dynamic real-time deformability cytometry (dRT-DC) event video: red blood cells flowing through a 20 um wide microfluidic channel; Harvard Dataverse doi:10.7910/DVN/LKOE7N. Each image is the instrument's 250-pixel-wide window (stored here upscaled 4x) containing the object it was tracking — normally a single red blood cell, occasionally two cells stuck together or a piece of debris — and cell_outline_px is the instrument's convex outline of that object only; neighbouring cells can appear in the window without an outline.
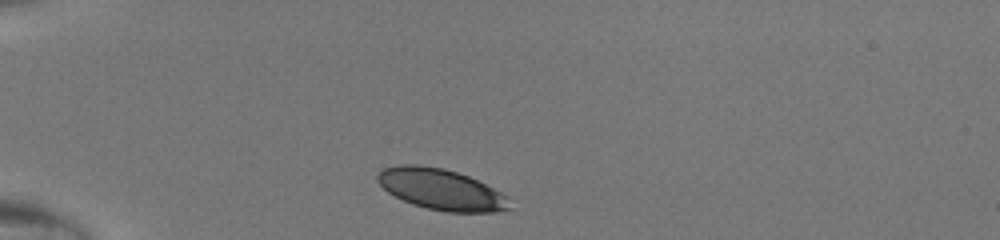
{"species": "human", "species_latin": "Homo sapiens", "temperature_condition": "room temperature", "stored_images_in_passage": 31, "camera_frame_rate_fps": 3000, "um_per_image_px": 0.085, "donor": {"sex": "male"}, "frame": {"image": 1, "passage_image": 1, "time_ms": 0.0, "image_size_px": [1000, 240], "cell_outline_px": [[512, 208], [496, 212], [448, 212], [428, 208], [412, 204], [388, 192], [376, 180], [376, 176], [384, 168], [400, 164], [416, 164], [444, 168], [468, 176], [508, 196]], "centroid_in_image_um": [37.5, 16.1], "position_along_channel_um": 47.5, "area_um2": 31.33}}
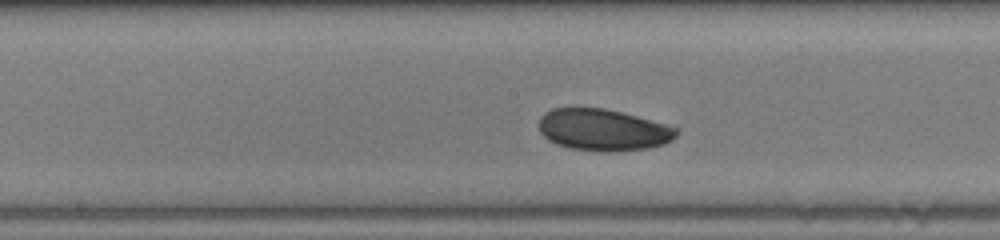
{"frame": {"image": 2, "passage_image": 14, "time_ms": 4.333, "image_size_px": [1000, 240], "cell_outline_px": [[680, 128], [676, 136], [672, 140], [664, 144], [648, 148], [608, 152], [568, 148], [556, 144], [548, 140], [540, 132], [540, 116], [544, 112], [552, 108], [604, 108], [636, 116]], "centroid_in_image_um": [51.26, 11.04], "position_along_channel_um": 196.9, "area_um2": 33.41}}
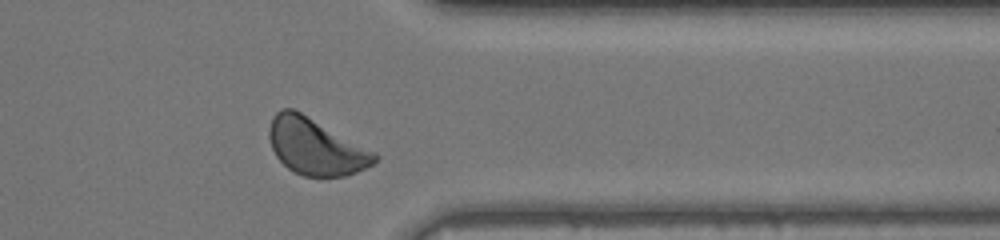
{"frame": {"image": 3, "passage_image": 27, "time_ms": 8.667, "image_size_px": [1000, 240], "cell_outline_px": [[380, 156], [372, 164], [348, 176], [304, 176], [288, 168], [276, 156], [272, 148], [268, 136], [268, 128], [272, 116], [276, 112], [284, 108], [292, 108], [300, 112], [376, 152]], "centroid_in_image_um": [26.82, 12.46], "position_along_channel_um": 384.6, "area_um2": 34.39}}